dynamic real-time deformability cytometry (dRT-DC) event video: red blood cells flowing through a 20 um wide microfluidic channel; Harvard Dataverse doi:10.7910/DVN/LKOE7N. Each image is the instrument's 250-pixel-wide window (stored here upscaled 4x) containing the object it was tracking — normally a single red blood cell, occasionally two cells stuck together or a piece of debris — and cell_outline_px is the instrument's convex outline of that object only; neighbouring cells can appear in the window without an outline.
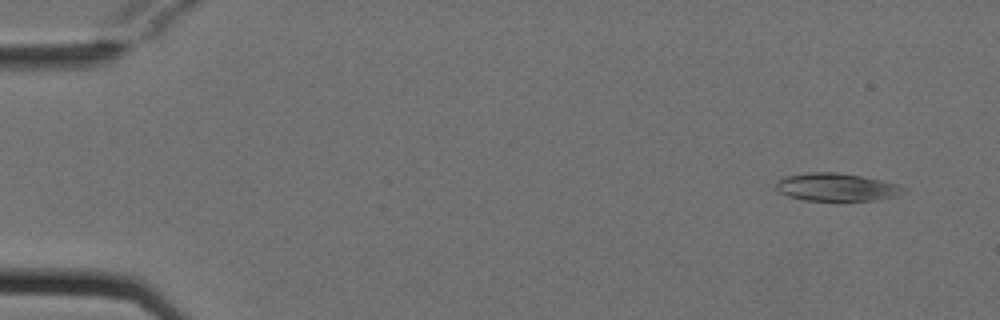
{"species": "Egyptian fruit bat (a non-hibernating species)", "species_latin": "Rousettus aegyptiacus", "temperature_condition": "cold", "stored_images_in_passage": 4, "camera_frame_rate_fps": 3000, "um_per_image_px": 0.085, "animal": {"sex": "female"}, "frame": {"image": 1, "passage_image": 1, "time_ms": 0.0, "image_size_px": [1000, 320], "cell_outline_px": [[908, 188], [892, 196], [876, 200], [804, 200], [788, 196], [780, 192], [776, 188], [776, 180], [788, 176], [808, 172], [836, 172], [860, 176], [880, 180], [896, 184]], "centroid_in_image_um": [71.04, 15.9], "position_along_channel_um": 14.0, "area_um2": 20.29}}
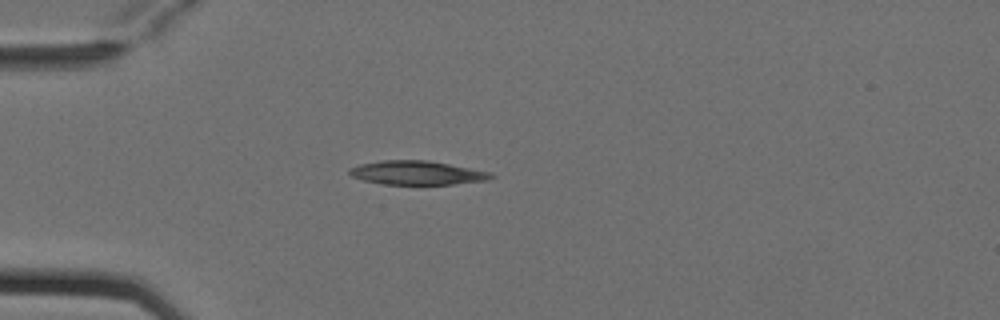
{"frame": {"image": 2, "passage_image": 4, "time_ms": 1.0, "image_size_px": [1000, 320], "cell_outline_px": [[496, 176], [488, 180], [452, 184], [384, 184], [364, 180], [352, 176], [348, 172], [348, 168], [360, 164], [380, 160], [428, 160], [492, 172]], "centroid_in_image_um": [35.46, 14.68], "position_along_channel_um": 49.5, "area_um2": 19.71}}